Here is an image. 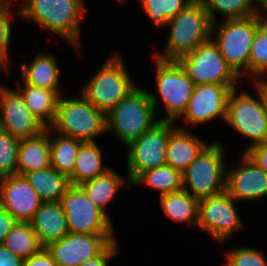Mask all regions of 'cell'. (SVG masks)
<instances>
[{
	"label": "cell",
	"instance_id": "obj_29",
	"mask_svg": "<svg viewBox=\"0 0 267 266\" xmlns=\"http://www.w3.org/2000/svg\"><path fill=\"white\" fill-rule=\"evenodd\" d=\"M132 186L144 185L157 190L159 197L183 189V176L178 170L169 165L141 173L132 183Z\"/></svg>",
	"mask_w": 267,
	"mask_h": 266
},
{
	"label": "cell",
	"instance_id": "obj_38",
	"mask_svg": "<svg viewBox=\"0 0 267 266\" xmlns=\"http://www.w3.org/2000/svg\"><path fill=\"white\" fill-rule=\"evenodd\" d=\"M242 153L267 173V144L253 145Z\"/></svg>",
	"mask_w": 267,
	"mask_h": 266
},
{
	"label": "cell",
	"instance_id": "obj_45",
	"mask_svg": "<svg viewBox=\"0 0 267 266\" xmlns=\"http://www.w3.org/2000/svg\"><path fill=\"white\" fill-rule=\"evenodd\" d=\"M265 113L267 118V82H265Z\"/></svg>",
	"mask_w": 267,
	"mask_h": 266
},
{
	"label": "cell",
	"instance_id": "obj_31",
	"mask_svg": "<svg viewBox=\"0 0 267 266\" xmlns=\"http://www.w3.org/2000/svg\"><path fill=\"white\" fill-rule=\"evenodd\" d=\"M212 24L217 14L224 20L243 19L256 15V0H202Z\"/></svg>",
	"mask_w": 267,
	"mask_h": 266
},
{
	"label": "cell",
	"instance_id": "obj_28",
	"mask_svg": "<svg viewBox=\"0 0 267 266\" xmlns=\"http://www.w3.org/2000/svg\"><path fill=\"white\" fill-rule=\"evenodd\" d=\"M82 143L76 138L60 135L50 128L51 166L68 179L73 175L76 158Z\"/></svg>",
	"mask_w": 267,
	"mask_h": 266
},
{
	"label": "cell",
	"instance_id": "obj_17",
	"mask_svg": "<svg viewBox=\"0 0 267 266\" xmlns=\"http://www.w3.org/2000/svg\"><path fill=\"white\" fill-rule=\"evenodd\" d=\"M240 161L226 169L225 191L236 201H251L267 197V173L243 153Z\"/></svg>",
	"mask_w": 267,
	"mask_h": 266
},
{
	"label": "cell",
	"instance_id": "obj_37",
	"mask_svg": "<svg viewBox=\"0 0 267 266\" xmlns=\"http://www.w3.org/2000/svg\"><path fill=\"white\" fill-rule=\"evenodd\" d=\"M117 239L112 241L99 255L90 258L78 266H109V260L117 254Z\"/></svg>",
	"mask_w": 267,
	"mask_h": 266
},
{
	"label": "cell",
	"instance_id": "obj_39",
	"mask_svg": "<svg viewBox=\"0 0 267 266\" xmlns=\"http://www.w3.org/2000/svg\"><path fill=\"white\" fill-rule=\"evenodd\" d=\"M23 266H57L51 253L43 247L39 252L23 260Z\"/></svg>",
	"mask_w": 267,
	"mask_h": 266
},
{
	"label": "cell",
	"instance_id": "obj_18",
	"mask_svg": "<svg viewBox=\"0 0 267 266\" xmlns=\"http://www.w3.org/2000/svg\"><path fill=\"white\" fill-rule=\"evenodd\" d=\"M43 203L24 176H6L0 205L18 222H30Z\"/></svg>",
	"mask_w": 267,
	"mask_h": 266
},
{
	"label": "cell",
	"instance_id": "obj_13",
	"mask_svg": "<svg viewBox=\"0 0 267 266\" xmlns=\"http://www.w3.org/2000/svg\"><path fill=\"white\" fill-rule=\"evenodd\" d=\"M235 203L237 201L226 191L200 199L197 229L207 232L218 243L226 242L243 227Z\"/></svg>",
	"mask_w": 267,
	"mask_h": 266
},
{
	"label": "cell",
	"instance_id": "obj_35",
	"mask_svg": "<svg viewBox=\"0 0 267 266\" xmlns=\"http://www.w3.org/2000/svg\"><path fill=\"white\" fill-rule=\"evenodd\" d=\"M12 4L9 2H0V57L12 68L9 61V46L12 40V25L11 21L14 16L20 17V8L16 12L12 10ZM13 12V13H12Z\"/></svg>",
	"mask_w": 267,
	"mask_h": 266
},
{
	"label": "cell",
	"instance_id": "obj_43",
	"mask_svg": "<svg viewBox=\"0 0 267 266\" xmlns=\"http://www.w3.org/2000/svg\"><path fill=\"white\" fill-rule=\"evenodd\" d=\"M3 70H7L6 72H8L9 70L8 69H11L9 67V65L0 57V70L2 71Z\"/></svg>",
	"mask_w": 267,
	"mask_h": 266
},
{
	"label": "cell",
	"instance_id": "obj_4",
	"mask_svg": "<svg viewBox=\"0 0 267 266\" xmlns=\"http://www.w3.org/2000/svg\"><path fill=\"white\" fill-rule=\"evenodd\" d=\"M262 22L257 15H253L249 18L222 20L220 23L212 24L211 39L218 46L227 64L240 78L249 75L251 45Z\"/></svg>",
	"mask_w": 267,
	"mask_h": 266
},
{
	"label": "cell",
	"instance_id": "obj_27",
	"mask_svg": "<svg viewBox=\"0 0 267 266\" xmlns=\"http://www.w3.org/2000/svg\"><path fill=\"white\" fill-rule=\"evenodd\" d=\"M108 169L110 168L103 164L102 152L96 141L83 142L79 148L73 175L69 178L70 185H80L104 174Z\"/></svg>",
	"mask_w": 267,
	"mask_h": 266
},
{
	"label": "cell",
	"instance_id": "obj_21",
	"mask_svg": "<svg viewBox=\"0 0 267 266\" xmlns=\"http://www.w3.org/2000/svg\"><path fill=\"white\" fill-rule=\"evenodd\" d=\"M50 128L38 136L21 139L18 149L17 175L23 176L51 166Z\"/></svg>",
	"mask_w": 267,
	"mask_h": 266
},
{
	"label": "cell",
	"instance_id": "obj_42",
	"mask_svg": "<svg viewBox=\"0 0 267 266\" xmlns=\"http://www.w3.org/2000/svg\"><path fill=\"white\" fill-rule=\"evenodd\" d=\"M256 15L267 22V0H256Z\"/></svg>",
	"mask_w": 267,
	"mask_h": 266
},
{
	"label": "cell",
	"instance_id": "obj_5",
	"mask_svg": "<svg viewBox=\"0 0 267 266\" xmlns=\"http://www.w3.org/2000/svg\"><path fill=\"white\" fill-rule=\"evenodd\" d=\"M257 98L238 87L232 89L227 101L225 123L240 135L250 139L245 148L258 144H267V118L265 113V83H254Z\"/></svg>",
	"mask_w": 267,
	"mask_h": 266
},
{
	"label": "cell",
	"instance_id": "obj_11",
	"mask_svg": "<svg viewBox=\"0 0 267 266\" xmlns=\"http://www.w3.org/2000/svg\"><path fill=\"white\" fill-rule=\"evenodd\" d=\"M60 201L70 233L115 234L110 216L96 206L79 185H70Z\"/></svg>",
	"mask_w": 267,
	"mask_h": 266
},
{
	"label": "cell",
	"instance_id": "obj_41",
	"mask_svg": "<svg viewBox=\"0 0 267 266\" xmlns=\"http://www.w3.org/2000/svg\"><path fill=\"white\" fill-rule=\"evenodd\" d=\"M0 266H23V260L0 244Z\"/></svg>",
	"mask_w": 267,
	"mask_h": 266
},
{
	"label": "cell",
	"instance_id": "obj_8",
	"mask_svg": "<svg viewBox=\"0 0 267 266\" xmlns=\"http://www.w3.org/2000/svg\"><path fill=\"white\" fill-rule=\"evenodd\" d=\"M224 148L212 141L182 173L183 189L198 200L219 195L226 189ZM188 186V188H187Z\"/></svg>",
	"mask_w": 267,
	"mask_h": 266
},
{
	"label": "cell",
	"instance_id": "obj_22",
	"mask_svg": "<svg viewBox=\"0 0 267 266\" xmlns=\"http://www.w3.org/2000/svg\"><path fill=\"white\" fill-rule=\"evenodd\" d=\"M17 80L18 91L31 113L46 127L50 128L56 118L61 89H44ZM22 86V87H21Z\"/></svg>",
	"mask_w": 267,
	"mask_h": 266
},
{
	"label": "cell",
	"instance_id": "obj_15",
	"mask_svg": "<svg viewBox=\"0 0 267 266\" xmlns=\"http://www.w3.org/2000/svg\"><path fill=\"white\" fill-rule=\"evenodd\" d=\"M0 129L21 140L38 136L46 127L31 113L18 90L0 84Z\"/></svg>",
	"mask_w": 267,
	"mask_h": 266
},
{
	"label": "cell",
	"instance_id": "obj_33",
	"mask_svg": "<svg viewBox=\"0 0 267 266\" xmlns=\"http://www.w3.org/2000/svg\"><path fill=\"white\" fill-rule=\"evenodd\" d=\"M192 0H140V7L155 28L166 27L169 19L179 14Z\"/></svg>",
	"mask_w": 267,
	"mask_h": 266
},
{
	"label": "cell",
	"instance_id": "obj_12",
	"mask_svg": "<svg viewBox=\"0 0 267 266\" xmlns=\"http://www.w3.org/2000/svg\"><path fill=\"white\" fill-rule=\"evenodd\" d=\"M195 85L203 83L237 85L240 77L227 64L212 39L178 60Z\"/></svg>",
	"mask_w": 267,
	"mask_h": 266
},
{
	"label": "cell",
	"instance_id": "obj_26",
	"mask_svg": "<svg viewBox=\"0 0 267 266\" xmlns=\"http://www.w3.org/2000/svg\"><path fill=\"white\" fill-rule=\"evenodd\" d=\"M43 202L61 200L69 179L52 166L23 175Z\"/></svg>",
	"mask_w": 267,
	"mask_h": 266
},
{
	"label": "cell",
	"instance_id": "obj_46",
	"mask_svg": "<svg viewBox=\"0 0 267 266\" xmlns=\"http://www.w3.org/2000/svg\"><path fill=\"white\" fill-rule=\"evenodd\" d=\"M15 1H18V0H0V2H9V3H13ZM19 1H23V0H19Z\"/></svg>",
	"mask_w": 267,
	"mask_h": 266
},
{
	"label": "cell",
	"instance_id": "obj_2",
	"mask_svg": "<svg viewBox=\"0 0 267 266\" xmlns=\"http://www.w3.org/2000/svg\"><path fill=\"white\" fill-rule=\"evenodd\" d=\"M22 3L20 17L57 34L81 52L79 23L88 10L85 0H23Z\"/></svg>",
	"mask_w": 267,
	"mask_h": 266
},
{
	"label": "cell",
	"instance_id": "obj_9",
	"mask_svg": "<svg viewBox=\"0 0 267 266\" xmlns=\"http://www.w3.org/2000/svg\"><path fill=\"white\" fill-rule=\"evenodd\" d=\"M174 121L160 120L126 147L127 177L132 183L141 173L166 165V149L171 133L178 127Z\"/></svg>",
	"mask_w": 267,
	"mask_h": 266
},
{
	"label": "cell",
	"instance_id": "obj_36",
	"mask_svg": "<svg viewBox=\"0 0 267 266\" xmlns=\"http://www.w3.org/2000/svg\"><path fill=\"white\" fill-rule=\"evenodd\" d=\"M226 259L224 266H267V260L260 250L246 246L229 250Z\"/></svg>",
	"mask_w": 267,
	"mask_h": 266
},
{
	"label": "cell",
	"instance_id": "obj_23",
	"mask_svg": "<svg viewBox=\"0 0 267 266\" xmlns=\"http://www.w3.org/2000/svg\"><path fill=\"white\" fill-rule=\"evenodd\" d=\"M55 55L37 52L30 64L19 65L21 80L25 84L44 89H60V71Z\"/></svg>",
	"mask_w": 267,
	"mask_h": 266
},
{
	"label": "cell",
	"instance_id": "obj_6",
	"mask_svg": "<svg viewBox=\"0 0 267 266\" xmlns=\"http://www.w3.org/2000/svg\"><path fill=\"white\" fill-rule=\"evenodd\" d=\"M83 86L80 94L105 115L137 87L118 52Z\"/></svg>",
	"mask_w": 267,
	"mask_h": 266
},
{
	"label": "cell",
	"instance_id": "obj_7",
	"mask_svg": "<svg viewBox=\"0 0 267 266\" xmlns=\"http://www.w3.org/2000/svg\"><path fill=\"white\" fill-rule=\"evenodd\" d=\"M50 128L60 135L92 142L106 132V115L82 94L73 98L62 95Z\"/></svg>",
	"mask_w": 267,
	"mask_h": 266
},
{
	"label": "cell",
	"instance_id": "obj_14",
	"mask_svg": "<svg viewBox=\"0 0 267 266\" xmlns=\"http://www.w3.org/2000/svg\"><path fill=\"white\" fill-rule=\"evenodd\" d=\"M237 86L211 83L195 85L187 109L179 119L190 126L208 124L216 118L226 121L227 101L232 89Z\"/></svg>",
	"mask_w": 267,
	"mask_h": 266
},
{
	"label": "cell",
	"instance_id": "obj_19",
	"mask_svg": "<svg viewBox=\"0 0 267 266\" xmlns=\"http://www.w3.org/2000/svg\"><path fill=\"white\" fill-rule=\"evenodd\" d=\"M30 223L43 247L69 233L67 217L60 200L43 202Z\"/></svg>",
	"mask_w": 267,
	"mask_h": 266
},
{
	"label": "cell",
	"instance_id": "obj_34",
	"mask_svg": "<svg viewBox=\"0 0 267 266\" xmlns=\"http://www.w3.org/2000/svg\"><path fill=\"white\" fill-rule=\"evenodd\" d=\"M20 139L0 129V173L5 177L17 175Z\"/></svg>",
	"mask_w": 267,
	"mask_h": 266
},
{
	"label": "cell",
	"instance_id": "obj_40",
	"mask_svg": "<svg viewBox=\"0 0 267 266\" xmlns=\"http://www.w3.org/2000/svg\"><path fill=\"white\" fill-rule=\"evenodd\" d=\"M18 221L0 205V244Z\"/></svg>",
	"mask_w": 267,
	"mask_h": 266
},
{
	"label": "cell",
	"instance_id": "obj_44",
	"mask_svg": "<svg viewBox=\"0 0 267 266\" xmlns=\"http://www.w3.org/2000/svg\"><path fill=\"white\" fill-rule=\"evenodd\" d=\"M4 179H5V176L2 173H0V198L2 195V187H3Z\"/></svg>",
	"mask_w": 267,
	"mask_h": 266
},
{
	"label": "cell",
	"instance_id": "obj_30",
	"mask_svg": "<svg viewBox=\"0 0 267 266\" xmlns=\"http://www.w3.org/2000/svg\"><path fill=\"white\" fill-rule=\"evenodd\" d=\"M3 245L22 260L43 248L30 222H17L5 237Z\"/></svg>",
	"mask_w": 267,
	"mask_h": 266
},
{
	"label": "cell",
	"instance_id": "obj_1",
	"mask_svg": "<svg viewBox=\"0 0 267 266\" xmlns=\"http://www.w3.org/2000/svg\"><path fill=\"white\" fill-rule=\"evenodd\" d=\"M158 98L145 88H134L106 114V133H114L124 147L139 138L160 121Z\"/></svg>",
	"mask_w": 267,
	"mask_h": 266
},
{
	"label": "cell",
	"instance_id": "obj_24",
	"mask_svg": "<svg viewBox=\"0 0 267 266\" xmlns=\"http://www.w3.org/2000/svg\"><path fill=\"white\" fill-rule=\"evenodd\" d=\"M126 178L125 180L119 173L110 168L104 174L85 181L79 186L84 190L89 199L108 215L109 213H107L106 208L115 198L119 189L124 186L123 184L131 185L130 179Z\"/></svg>",
	"mask_w": 267,
	"mask_h": 266
},
{
	"label": "cell",
	"instance_id": "obj_32",
	"mask_svg": "<svg viewBox=\"0 0 267 266\" xmlns=\"http://www.w3.org/2000/svg\"><path fill=\"white\" fill-rule=\"evenodd\" d=\"M267 74V22H262L251 45L249 59V79L254 83H265ZM251 76V77H250ZM264 78V79H263Z\"/></svg>",
	"mask_w": 267,
	"mask_h": 266
},
{
	"label": "cell",
	"instance_id": "obj_25",
	"mask_svg": "<svg viewBox=\"0 0 267 266\" xmlns=\"http://www.w3.org/2000/svg\"><path fill=\"white\" fill-rule=\"evenodd\" d=\"M165 215L178 223H186L190 228L198 225L199 200L185 189L159 197Z\"/></svg>",
	"mask_w": 267,
	"mask_h": 266
},
{
	"label": "cell",
	"instance_id": "obj_10",
	"mask_svg": "<svg viewBox=\"0 0 267 266\" xmlns=\"http://www.w3.org/2000/svg\"><path fill=\"white\" fill-rule=\"evenodd\" d=\"M153 58L156 62L157 92L166 109V114L159 120L176 122L187 109L195 83L177 60H162L154 56Z\"/></svg>",
	"mask_w": 267,
	"mask_h": 266
},
{
	"label": "cell",
	"instance_id": "obj_20",
	"mask_svg": "<svg viewBox=\"0 0 267 266\" xmlns=\"http://www.w3.org/2000/svg\"><path fill=\"white\" fill-rule=\"evenodd\" d=\"M187 127L178 126L170 135L166 149V164L183 173L208 145L194 136Z\"/></svg>",
	"mask_w": 267,
	"mask_h": 266
},
{
	"label": "cell",
	"instance_id": "obj_16",
	"mask_svg": "<svg viewBox=\"0 0 267 266\" xmlns=\"http://www.w3.org/2000/svg\"><path fill=\"white\" fill-rule=\"evenodd\" d=\"M115 234L68 233L62 239L50 243L46 249L57 266H78L99 255L112 241Z\"/></svg>",
	"mask_w": 267,
	"mask_h": 266
},
{
	"label": "cell",
	"instance_id": "obj_3",
	"mask_svg": "<svg viewBox=\"0 0 267 266\" xmlns=\"http://www.w3.org/2000/svg\"><path fill=\"white\" fill-rule=\"evenodd\" d=\"M166 26L170 31L163 52L151 55L162 60H178L211 39L212 22L202 0H192Z\"/></svg>",
	"mask_w": 267,
	"mask_h": 266
}]
</instances>
